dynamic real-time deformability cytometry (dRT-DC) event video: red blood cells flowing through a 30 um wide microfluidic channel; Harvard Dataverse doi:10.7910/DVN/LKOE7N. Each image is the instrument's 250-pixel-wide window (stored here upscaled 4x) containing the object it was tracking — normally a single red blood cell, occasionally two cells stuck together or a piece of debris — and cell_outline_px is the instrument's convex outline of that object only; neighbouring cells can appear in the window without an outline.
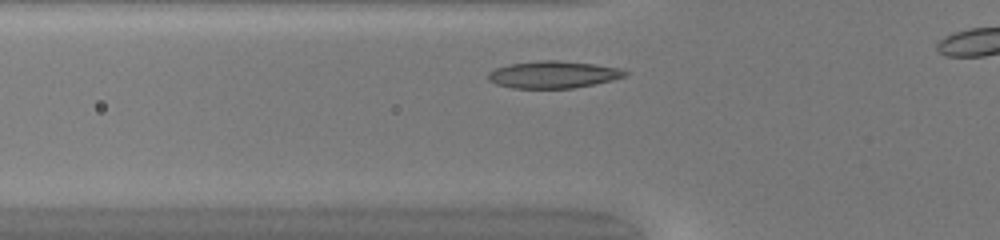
{"species": "common noctule bat (a hibernating species)", "species_latin": "Nyctalus noctula", "temperature_condition": "warm", "stored_images_in_passage": 28, "camera_frame_rate_fps": 3000, "um_per_image_px": 0.085, "animal": {"sex": "female", "body_mass_g": 20.0, "forearm_length_mm": 54.0}, "frame": {"image": 1, "passage_image": 4, "time_ms": 1.0, "image_size_px": [1000, 240], "cell_outline_px": [[628, 72], [624, 76], [612, 80], [596, 84], [572, 88], [512, 88], [496, 84], [488, 80], [488, 72], [496, 68], [508, 64], [540, 60], [556, 60], [592, 64], [620, 68]], "centroid_in_image_um": [46.99, 6.34], "position_along_channel_um": 78.8, "area_um2": 21.56}}
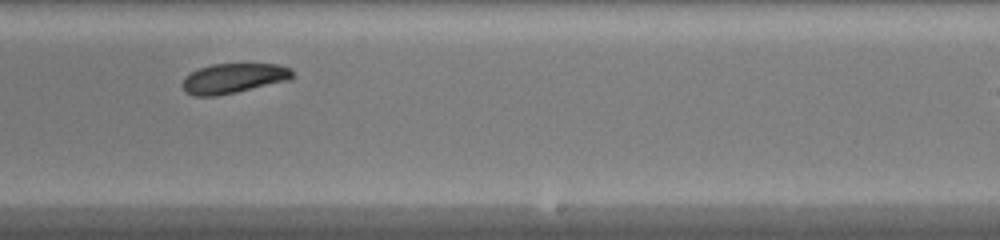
{"frame": {"image": 2, "passage_image": 18, "time_ms": 5.667, "image_size_px": [1000, 240], "cell_outline_px": [[292, 76], [288, 80], [236, 92], [216, 96], [196, 96], [184, 92], [180, 84], [184, 76], [200, 68], [212, 64], [276, 64], [292, 68]], "centroid_in_image_um": [19.79, 6.66], "position_along_channel_um": 269.2, "area_um2": 19.13}}
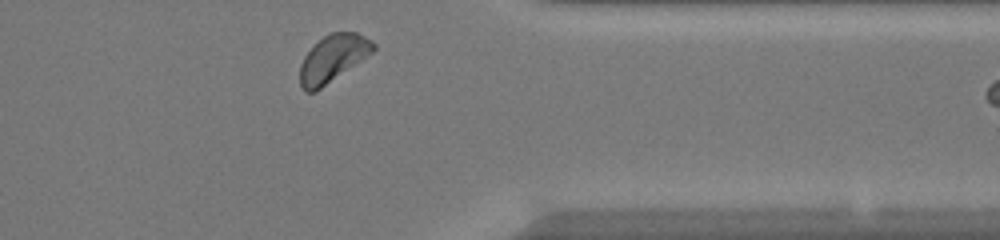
{"frame": {"image": 3, "passage_image": 27, "time_ms": 8.667, "image_size_px": [1000, 240], "cell_outline_px": [[376, 48], [372, 52], [316, 92], [304, 92], [300, 84], [300, 64], [304, 56], [328, 32], [356, 32], [372, 40], [376, 44]], "centroid_in_image_um": [28.29, 4.97], "position_along_channel_um": 383.1, "area_um2": 19.88}}